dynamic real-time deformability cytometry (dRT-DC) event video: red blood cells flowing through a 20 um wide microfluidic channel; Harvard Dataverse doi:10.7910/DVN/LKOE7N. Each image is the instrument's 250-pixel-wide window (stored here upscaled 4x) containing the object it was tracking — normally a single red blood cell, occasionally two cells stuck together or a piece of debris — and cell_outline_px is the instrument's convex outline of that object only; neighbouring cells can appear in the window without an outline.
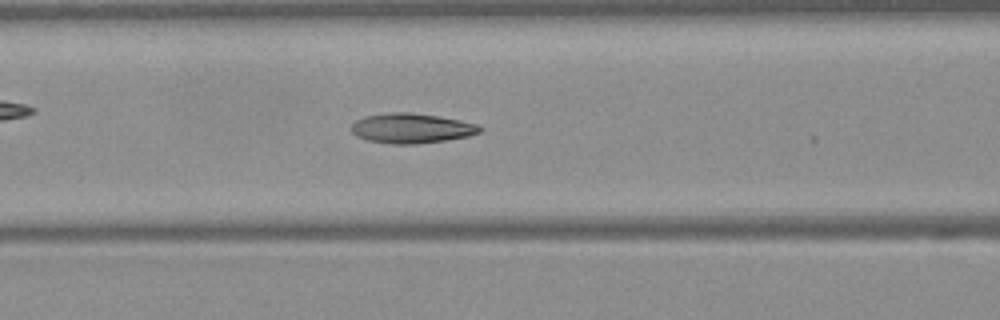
{"species": "Egyptian fruit bat (a non-hibernating species)", "species_latin": "Rousettus aegyptiacus", "temperature_condition": "warm", "stored_images_in_passage": 22, "camera_frame_rate_fps": 3000, "um_per_image_px": 0.085, "frame": {"image": 1, "passage_image": 21, "time_ms": 6.667, "image_size_px": [1000, 320], "cell_outline_px": [[484, 128], [480, 132], [468, 136], [448, 140], [416, 144], [392, 144], [368, 140], [356, 136], [352, 132], [352, 124], [356, 120], [364, 116], [392, 112], [408, 112], [436, 116], [460, 120], [476, 124]], "centroid_in_image_um": [34.98, 10.91], "position_along_channel_um": 131.6, "area_um2": 22.31}}